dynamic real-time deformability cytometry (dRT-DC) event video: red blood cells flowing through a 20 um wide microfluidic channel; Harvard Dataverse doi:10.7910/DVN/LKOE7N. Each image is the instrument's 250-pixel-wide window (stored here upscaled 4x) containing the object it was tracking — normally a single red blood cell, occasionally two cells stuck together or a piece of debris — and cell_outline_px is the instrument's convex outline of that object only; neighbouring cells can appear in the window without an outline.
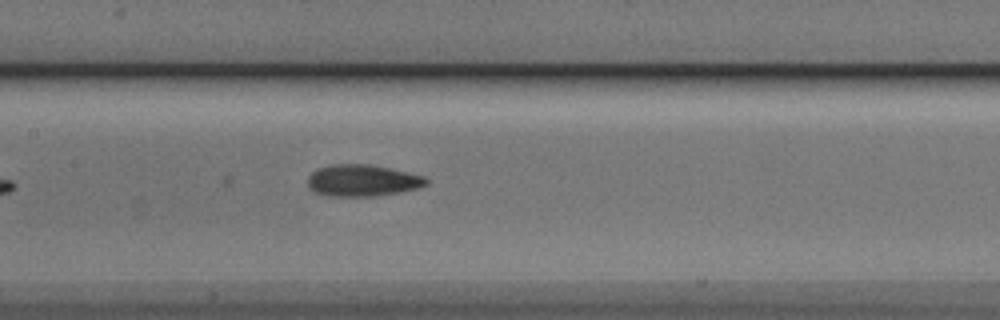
{"species": "Egyptian fruit bat (a non-hibernating species)", "species_latin": "Rousettus aegyptiacus", "temperature_condition": "cold", "stored_images_in_passage": 30, "camera_frame_rate_fps": 3000, "um_per_image_px": 0.085, "animal": {"sex": "male"}, "frame": {"image": 1, "passage_image": 12, "time_ms": 3.667, "image_size_px": [1000, 320], "cell_outline_px": [[428, 184], [416, 188], [400, 192], [376, 196], [328, 196], [316, 192], [308, 188], [308, 176], [316, 168], [332, 164], [372, 164], [408, 172], [424, 176], [428, 180]], "centroid_in_image_um": [30.79, 15.33], "position_along_channel_um": 176.6, "area_um2": 22.02}}
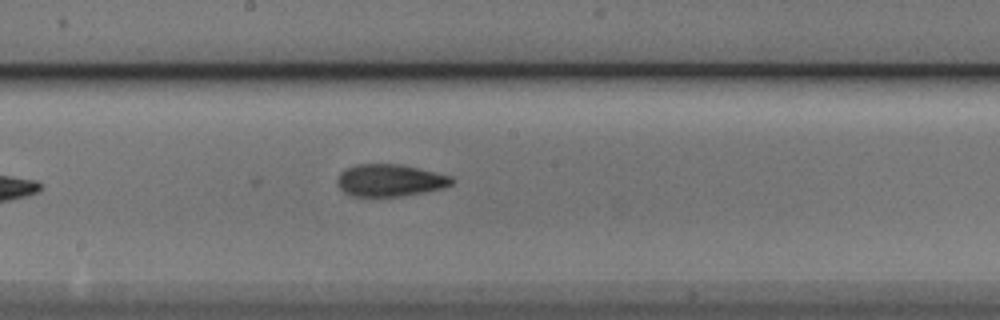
{"frame": {"image": 2, "passage_image": 15, "time_ms": 4.667, "image_size_px": [1000, 320], "cell_outline_px": [[456, 180], [452, 184], [444, 188], [404, 196], [352, 196], [344, 192], [336, 184], [336, 180], [340, 172], [344, 168], [356, 164], [400, 164], [452, 176]], "centroid_in_image_um": [33.13, 15.33], "position_along_channel_um": 215.1, "area_um2": 21.68}}
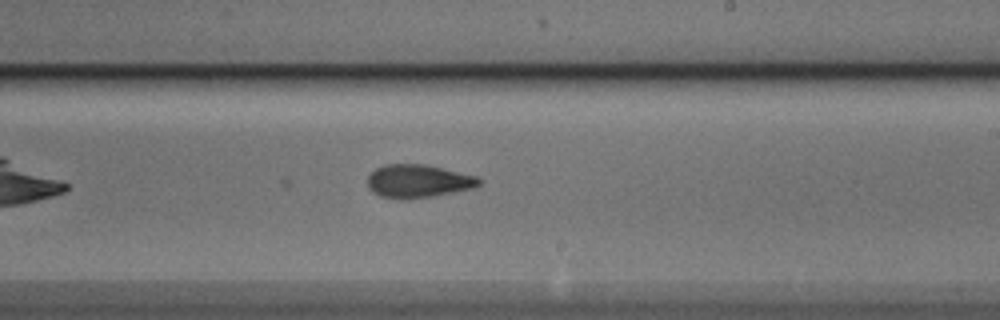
{"frame": {"image": 3, "passage_image": 18, "time_ms": 5.667, "image_size_px": [1000, 320], "cell_outline_px": [[480, 184], [476, 188], [432, 196], [404, 200], [380, 196], [372, 192], [368, 188], [368, 176], [376, 168], [384, 164], [424, 164], [476, 176], [480, 180]], "centroid_in_image_um": [35.52, 15.41], "position_along_channel_um": 253.5, "area_um2": 21.56}}